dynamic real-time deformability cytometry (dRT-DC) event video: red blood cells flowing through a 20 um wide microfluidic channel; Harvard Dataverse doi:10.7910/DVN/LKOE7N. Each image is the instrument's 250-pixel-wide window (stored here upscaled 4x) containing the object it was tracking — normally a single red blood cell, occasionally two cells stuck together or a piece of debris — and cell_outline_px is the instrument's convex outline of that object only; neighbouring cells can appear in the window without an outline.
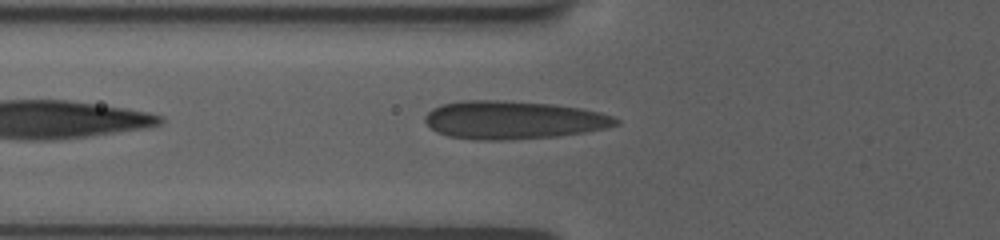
{"species": "human", "species_latin": "Homo sapiens", "temperature_condition": "room temperature", "stored_images_in_passage": 35, "camera_frame_rate_fps": 3000, "um_per_image_px": 0.085, "donor": {"sex": "female"}, "frame": {"image": 1, "passage_image": 3, "time_ms": 0.667, "image_size_px": [1000, 240], "cell_outline_px": [[620, 124], [608, 128], [560, 136], [504, 140], [476, 140], [448, 136], [436, 132], [424, 120], [424, 116], [432, 108], [440, 104], [464, 100], [504, 100], [552, 104], [580, 108], [600, 112], [612, 116], [620, 120]], "centroid_in_image_um": [43.63, 10.2], "position_along_channel_um": 82.2, "area_um2": 42.71}}
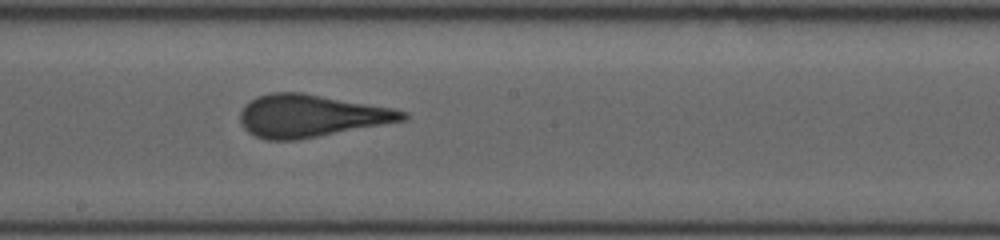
{"frame": {"image": 2, "passage_image": 14, "time_ms": 4.333, "image_size_px": [1000, 240], "cell_outline_px": [[408, 116], [404, 120], [296, 140], [264, 140], [248, 132], [244, 128], [240, 120], [240, 112], [244, 104], [256, 96], [272, 92], [300, 92], [392, 108], [408, 112]], "centroid_in_image_um": [26.36, 9.84], "position_along_channel_um": 221.8, "area_um2": 39.82}}
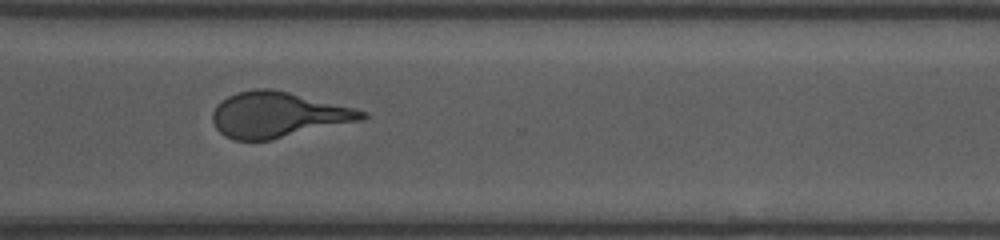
{"frame": {"image": 3, "passage_image": 24, "time_ms": 7.667, "image_size_px": [1000, 240], "cell_outline_px": [[368, 116], [364, 120], [272, 140], [232, 140], [224, 136], [216, 128], [212, 120], [212, 112], [216, 104], [220, 100], [236, 92], [256, 88], [268, 88], [288, 92], [368, 112]], "centroid_in_image_um": [23.58, 9.77], "position_along_channel_um": 347.0, "area_um2": 39.71}, "authors_computed_cell_mechanics": {"area_um2": 39.7086, "velocity_mm_per_s": 3.7757, "shape_relaxation_time_tau1_ms": null, "shape_relaxation_time_tau2_ms": 0.6586, "deformation_change_tau1": null, "deformation_change_tau2": 0.0752}}